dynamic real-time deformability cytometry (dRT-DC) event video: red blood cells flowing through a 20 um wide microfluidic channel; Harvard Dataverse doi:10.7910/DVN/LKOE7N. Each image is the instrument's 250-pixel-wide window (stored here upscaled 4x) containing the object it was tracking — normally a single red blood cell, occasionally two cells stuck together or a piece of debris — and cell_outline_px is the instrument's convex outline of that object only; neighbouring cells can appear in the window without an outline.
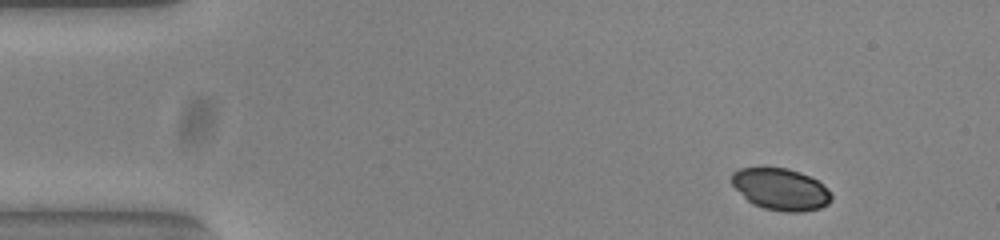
{"species": "common noctule bat (a hibernating species)", "species_latin": "Nyctalus noctula", "temperature_condition": "warm", "stored_images_in_passage": 51, "camera_frame_rate_fps": 3000, "um_per_image_px": 0.085, "animal": {"sex": "female", "body_mass_g": 23.0, "forearm_length_mm": 53.4}, "frame": {"image": 1, "passage_image": 4, "time_ms": 1.0, "image_size_px": [1000, 240], "cell_outline_px": [[832, 200], [828, 204], [820, 208], [800, 212], [784, 212], [764, 208], [752, 204], [732, 184], [732, 172], [740, 168], [788, 168], [800, 172], [816, 180], [832, 196]], "centroid_in_image_um": [66.35, 16.09], "position_along_channel_um": 18.7, "area_um2": 23.93}}
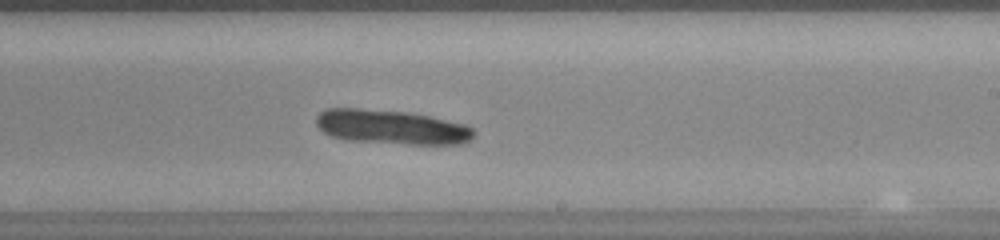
{"frame": {"image": 2, "passage_image": 30, "time_ms": 9.667, "image_size_px": [1000, 240], "cell_outline_px": [[476, 132], [464, 144], [408, 144], [344, 140], [332, 136], [324, 132], [316, 124], [316, 116], [324, 108], [360, 108], [404, 112], [428, 116], [464, 124], [472, 128]], "centroid_in_image_um": [33.23, 10.8], "position_along_channel_um": 255.8, "area_um2": 31.44}}
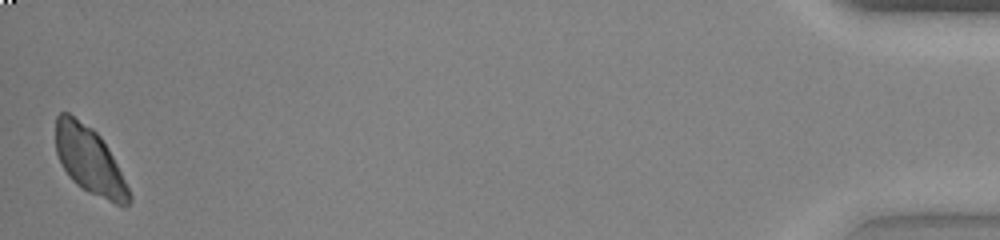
{"frame": {"image": 3, "passage_image": 51, "time_ms": 16.667, "image_size_px": [1000, 240], "cell_outline_px": [[132, 200], [124, 208], [88, 192], [76, 184], [68, 176], [56, 152], [56, 116], [60, 112], [68, 112], [92, 128], [100, 136], [108, 148], [132, 196]], "centroid_in_image_um": [7.6, 13.65], "position_along_channel_um": 427.6, "area_um2": 28.5}}